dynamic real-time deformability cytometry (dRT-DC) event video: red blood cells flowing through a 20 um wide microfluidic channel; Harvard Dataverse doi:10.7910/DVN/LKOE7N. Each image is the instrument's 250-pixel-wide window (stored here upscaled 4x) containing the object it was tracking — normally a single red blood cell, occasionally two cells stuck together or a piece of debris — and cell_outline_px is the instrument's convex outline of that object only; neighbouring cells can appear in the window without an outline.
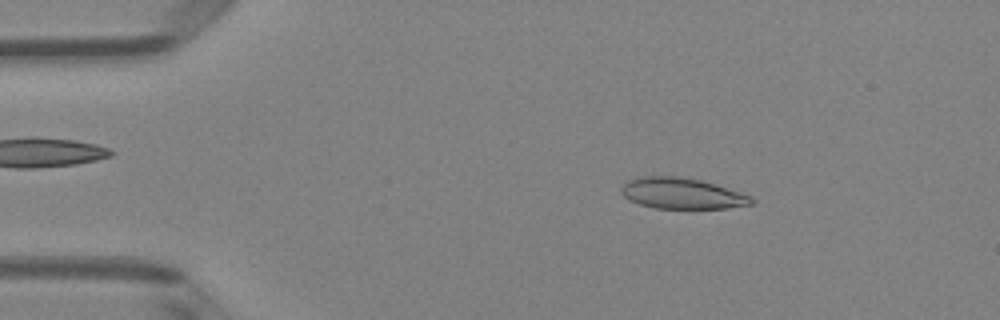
{"species": "Egyptian fruit bat (a non-hibernating species)", "species_latin": "Rousettus aegyptiacus", "temperature_condition": "room temperature", "stored_images_in_passage": 48, "camera_frame_rate_fps": 3000, "um_per_image_px": 0.085, "animal": {"sex": "female"}, "frame": {"image": 1, "passage_image": 7, "time_ms": 2.0, "image_size_px": [1000, 320], "cell_outline_px": [[756, 200], [752, 204], [728, 208], [656, 208], [640, 204], [628, 200], [620, 192], [620, 188], [628, 180], [644, 176], [676, 176], [700, 180], [716, 184], [752, 196]], "centroid_in_image_um": [57.97, 16.44], "position_along_channel_um": 27.0, "area_um2": 23.47}}
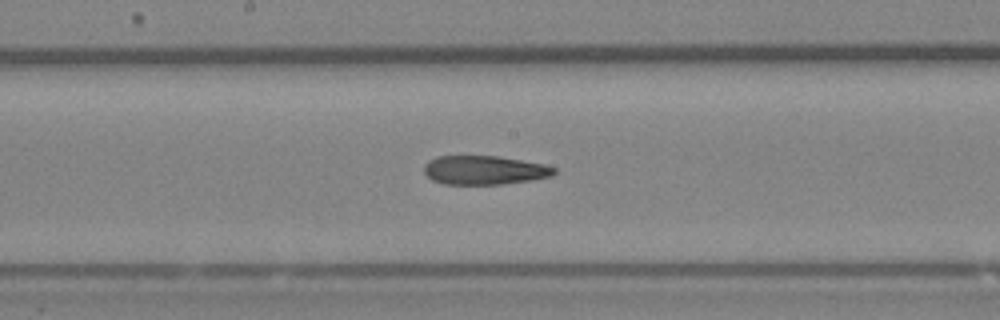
{"frame": {"image": 2, "passage_image": 25, "time_ms": 8.0, "image_size_px": [1000, 320], "cell_outline_px": [[556, 172], [552, 176], [532, 180], [504, 184], [444, 184], [432, 180], [424, 172], [424, 164], [428, 160], [436, 156], [496, 156], [544, 164], [556, 168]], "centroid_in_image_um": [41.16, 14.46], "position_along_channel_um": 207.0, "area_um2": 21.96}}
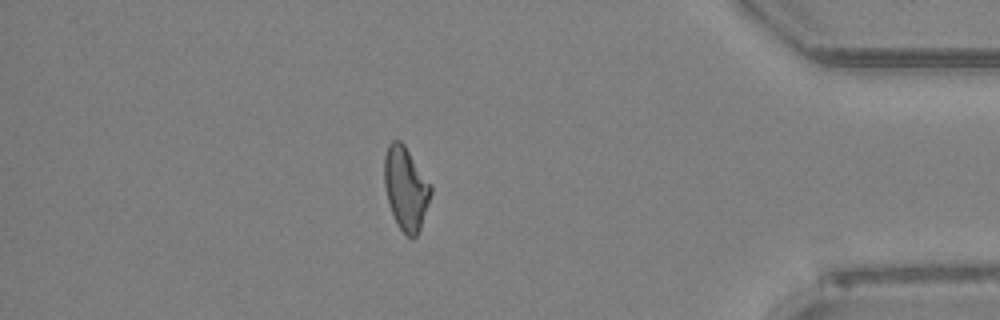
{"frame": {"image": 3, "passage_image": 42, "time_ms": 13.667, "image_size_px": [1000, 320], "cell_outline_px": [[432, 192], [420, 228], [416, 236], [412, 240], [396, 224], [388, 200], [384, 184], [384, 156], [388, 144], [392, 140], [400, 140], [404, 144], [432, 184]], "centroid_in_image_um": [34.5, 15.98], "position_along_channel_um": 400.7, "area_um2": 22.6}, "authors_computed_cell_mechanics": {"area_um2": 23.0622, "velocity_mm_per_s": 4.0815, "shape_relaxation_time_tau1_ms": null, "shape_relaxation_time_tau2_ms": 7.2666, "deformation_change_tau1": null, "deformation_change_tau2": 0.1785}}